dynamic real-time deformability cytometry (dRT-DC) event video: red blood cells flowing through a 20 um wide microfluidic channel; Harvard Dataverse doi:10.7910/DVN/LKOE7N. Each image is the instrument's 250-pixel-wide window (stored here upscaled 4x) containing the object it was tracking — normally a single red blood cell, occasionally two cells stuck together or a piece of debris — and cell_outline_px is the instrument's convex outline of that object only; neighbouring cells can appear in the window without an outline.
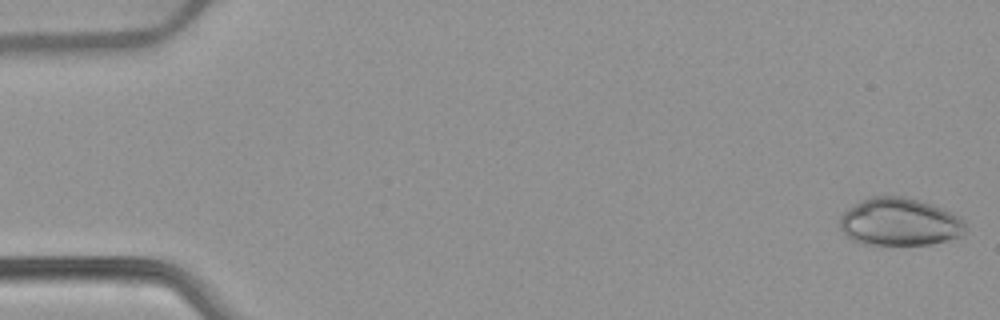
{"species": "common noctule bat (a hibernating species)", "species_latin": "Nyctalus noctula", "temperature_condition": "warm", "stored_images_in_passage": 52, "camera_frame_rate_fps": 3000, "um_per_image_px": 0.085, "animal": {"sex": "female", "body_mass_g": 22.7, "forearm_length_mm": 54.2}, "frame": {"image": 1, "passage_image": 1, "time_ms": 0.0, "image_size_px": [1000, 320], "cell_outline_px": [[964, 236], [928, 244], [860, 244], [852, 240], [840, 228], [840, 216], [848, 208], [860, 200], [868, 196], [904, 196], [932, 204], [944, 208], [960, 216], [964, 220]], "centroid_in_image_um": [76.46, 18.85], "position_along_channel_um": 8.5, "area_um2": 35.08}}
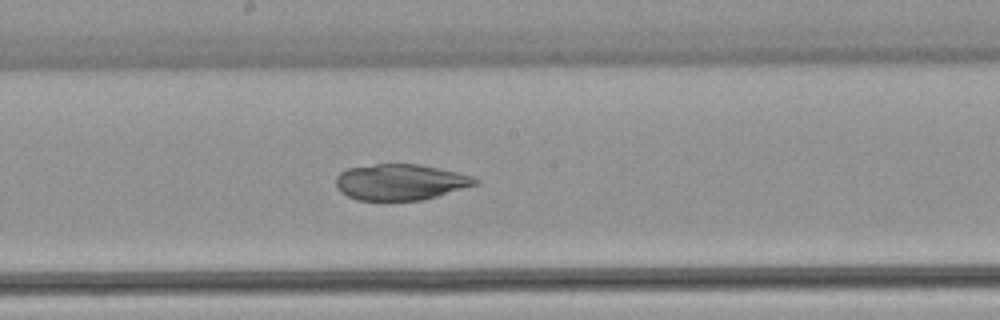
{"frame": {"image": 2, "passage_image": 28, "time_ms": 9.0, "image_size_px": [1000, 320], "cell_outline_px": [[480, 184], [424, 200], [356, 200], [340, 192], [336, 188], [336, 176], [340, 172], [348, 168], [376, 164], [420, 164], [440, 168], [472, 176], [480, 180]], "centroid_in_image_um": [34.06, 15.48], "position_along_channel_um": 214.1, "area_um2": 29.48}}
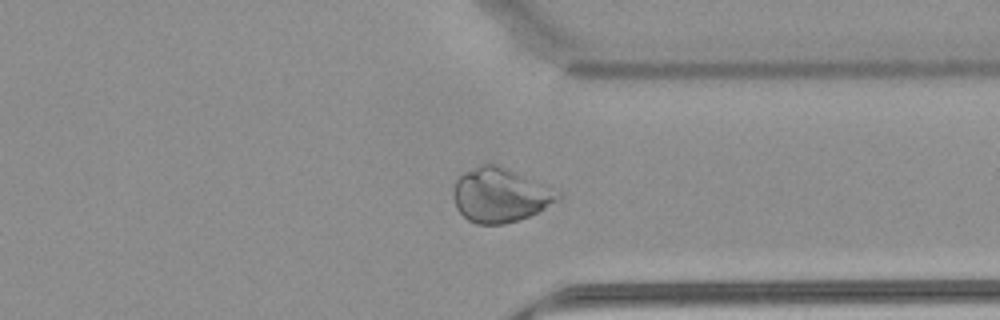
{"frame": {"image": 3, "passage_image": 40, "time_ms": 13.0, "image_size_px": [1000, 320], "cell_outline_px": [[564, 196], [560, 200], [520, 220], [504, 224], [476, 224], [468, 220], [456, 208], [452, 196], [452, 188], [456, 180], [464, 172], [480, 164], [496, 164], [508, 168], [560, 192]], "centroid_in_image_um": [42.49, 16.59], "position_along_channel_um": 368.9, "area_um2": 33.12}}